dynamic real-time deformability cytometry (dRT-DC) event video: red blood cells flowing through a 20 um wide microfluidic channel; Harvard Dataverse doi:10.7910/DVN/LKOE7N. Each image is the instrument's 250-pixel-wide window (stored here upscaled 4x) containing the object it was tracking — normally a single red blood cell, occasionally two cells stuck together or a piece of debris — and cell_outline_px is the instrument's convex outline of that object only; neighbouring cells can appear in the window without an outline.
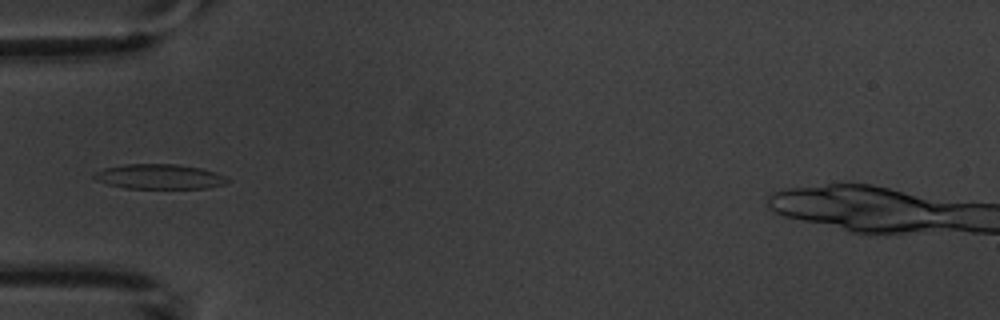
{"species": "common noctule bat (a hibernating species)", "species_latin": "Nyctalus noctula", "temperature_condition": "warm", "stored_images_in_passage": 4, "camera_frame_rate_fps": 3000, "um_per_image_px": 0.085, "animal": {"sex": "male", "body_mass_g": 20.1, "forearm_length_mm": 53.5}, "frame": {"image": 1, "passage_image": 4, "time_ms": 4.333, "image_size_px": [1000, 320], "cell_outline_px": [[228, 180], [224, 184], [208, 188], [124, 188], [108, 184], [96, 180], [92, 176], [96, 172], [104, 168], [124, 164], [176, 164], [200, 168], [216, 172], [224, 176]], "centroid_in_image_um": [13.53, 15.01], "position_along_channel_um": 71.5, "area_um2": 19.19}}